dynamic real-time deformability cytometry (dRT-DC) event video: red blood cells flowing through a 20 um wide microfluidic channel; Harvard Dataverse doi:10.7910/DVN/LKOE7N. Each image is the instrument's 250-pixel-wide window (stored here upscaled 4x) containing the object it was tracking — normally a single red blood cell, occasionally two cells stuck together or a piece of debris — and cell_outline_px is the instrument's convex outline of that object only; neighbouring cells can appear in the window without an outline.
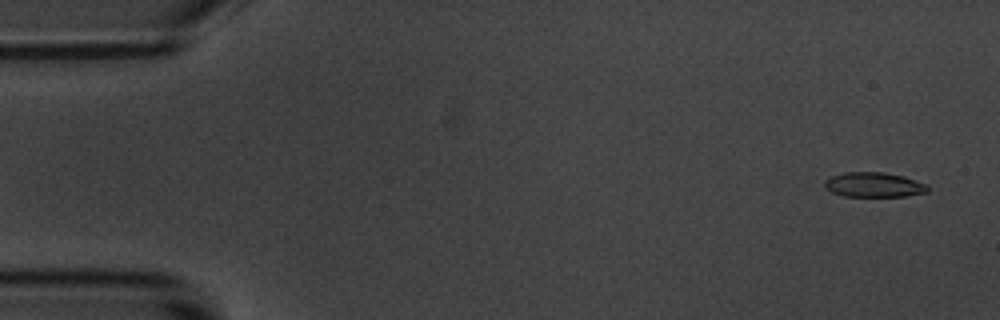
{"species": "common noctule bat (a hibernating species)", "species_latin": "Nyctalus noctula", "temperature_condition": "room temperature", "stored_images_in_passage": 58, "segment_of_instrument_passage": [1, 2], "camera_frame_rate_fps": 3000, "um_per_image_px": 0.085, "animal": {"sex": "male", "body_mass_g": 20.1, "forearm_length_mm": 53.5}, "frame": {"image": 1, "passage_image": 3, "time_ms": 0.667, "image_size_px": [1000, 320], "cell_outline_px": [[928, 192], [904, 196], [844, 196], [832, 192], [824, 188], [824, 180], [832, 176], [844, 172], [884, 172], [904, 176], [928, 184]], "centroid_in_image_um": [74.28, 15.7], "position_along_channel_um": 10.7, "area_um2": 14.97}}
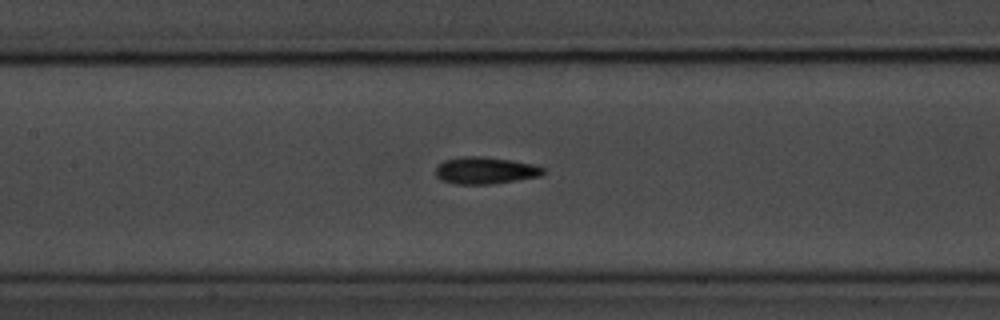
{"frame": {"image": 2, "passage_image": 26, "time_ms": 8.333, "image_size_px": [1000, 320], "cell_outline_px": [[544, 172], [540, 176], [492, 184], [456, 184], [440, 180], [436, 176], [436, 168], [444, 160], [464, 156], [480, 156], [536, 164], [544, 168]], "centroid_in_image_um": [41.24, 14.49], "position_along_channel_um": 166.2, "area_um2": 16.82}}
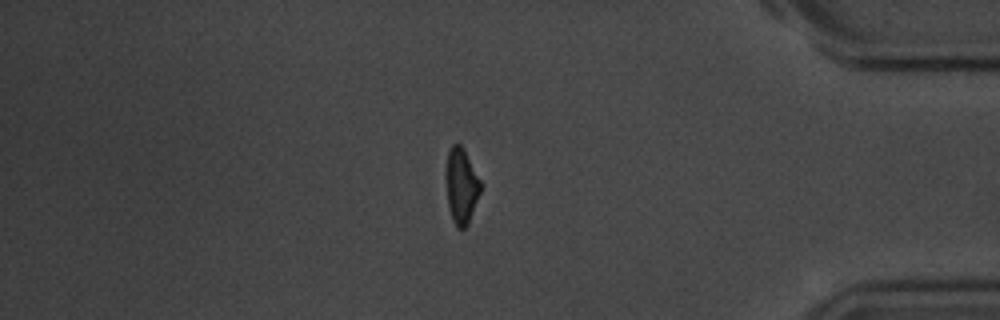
{"frame": {"image": 3, "passage_image": 48, "time_ms": 15.667, "image_size_px": [1000, 320], "cell_outline_px": [[484, 184], [468, 224], [464, 228], [456, 228], [452, 220], [448, 204], [448, 148], [452, 144], [460, 144], [464, 148]], "centroid_in_image_um": [39.29, 15.8], "position_along_channel_um": 395.9, "area_um2": 15.14}}